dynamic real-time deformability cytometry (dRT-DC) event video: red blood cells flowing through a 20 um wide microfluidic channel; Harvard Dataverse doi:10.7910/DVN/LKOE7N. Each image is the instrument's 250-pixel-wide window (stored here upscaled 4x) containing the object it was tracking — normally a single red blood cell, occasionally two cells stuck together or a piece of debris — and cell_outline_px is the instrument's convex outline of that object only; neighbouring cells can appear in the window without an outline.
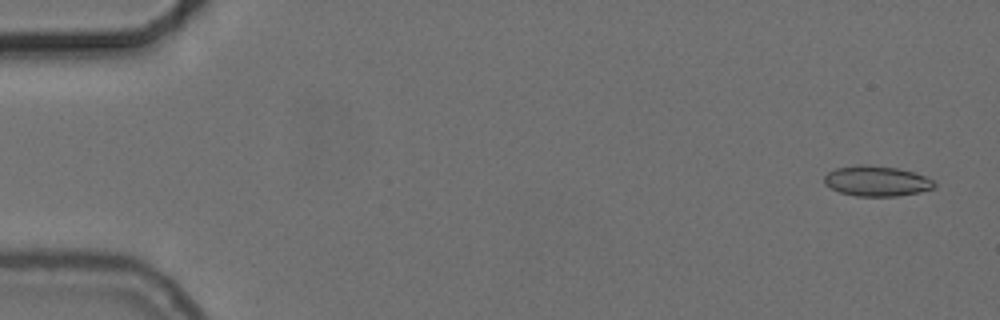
{"species": "common noctule bat (a hibernating species)", "species_latin": "Nyctalus noctula", "temperature_condition": "cold", "stored_images_in_passage": 56, "camera_frame_rate_fps": 3000, "um_per_image_px": 0.085, "animal": {"sex": "female", "body_mass_g": 24.6, "forearm_length_mm": 56.2}, "frame": {"image": 1, "passage_image": 3, "time_ms": 0.667, "image_size_px": [1000, 320], "cell_outline_px": [[936, 188], [920, 192], [896, 196], [856, 196], [840, 192], [824, 184], [824, 176], [828, 172], [836, 168], [856, 164], [868, 164], [900, 168], [924, 176], [932, 180], [936, 184]], "centroid_in_image_um": [74.51, 15.38], "position_along_channel_um": 10.5, "area_um2": 19.59}}
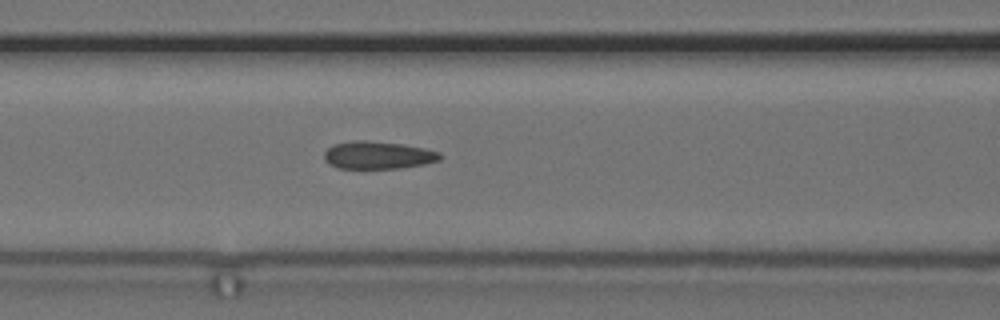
{"frame": {"image": 2, "passage_image": 24, "time_ms": 7.667, "image_size_px": [1000, 320], "cell_outline_px": [[444, 156], [440, 160], [424, 164], [404, 168], [336, 168], [328, 164], [324, 160], [324, 152], [332, 144], [352, 140], [364, 140], [404, 144], [424, 148], [440, 152]], "centroid_in_image_um": [32.12, 13.18], "position_along_channel_um": 134.5, "area_um2": 18.96}}
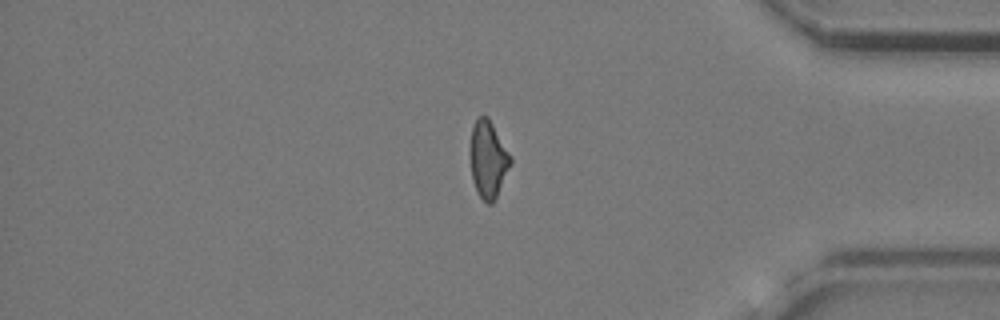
{"frame": {"image": 3, "passage_image": 47, "time_ms": 15.333, "image_size_px": [1000, 320], "cell_outline_px": [[512, 164], [492, 204], [488, 204], [476, 192], [472, 180], [468, 148], [472, 128], [476, 120], [480, 116], [488, 116], [512, 156]], "centroid_in_image_um": [41.47, 13.53], "position_along_channel_um": 393.7, "area_um2": 18.5}, "authors_computed_cell_mechanics": {"area_um2": 18.8139, "velocity_mm_per_s": 3.7294, "shape_relaxation_time_tau1_ms": 4.5493, "shape_relaxation_time_tau2_ms": 1.5576, "deformation_change_tau1": 0.1394, "deformation_change_tau2": 0.0986}}